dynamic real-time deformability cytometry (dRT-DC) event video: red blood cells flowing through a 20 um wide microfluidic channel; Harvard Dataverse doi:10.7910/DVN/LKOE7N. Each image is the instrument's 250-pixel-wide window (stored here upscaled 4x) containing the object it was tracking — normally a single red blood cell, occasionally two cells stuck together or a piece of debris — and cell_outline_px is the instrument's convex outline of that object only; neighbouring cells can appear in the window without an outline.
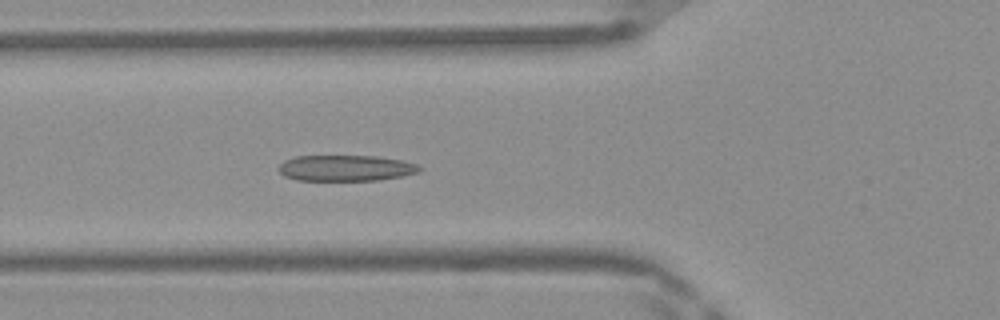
{"species": "Egyptian fruit bat (a non-hibernating species)", "species_latin": "Rousettus aegyptiacus", "temperature_condition": "warm", "stored_images_in_passage": 49, "camera_frame_rate_fps": 3000, "um_per_image_px": 0.085, "frame": {"image": 1, "passage_image": 18, "time_ms": 5.667, "image_size_px": [1000, 320], "cell_outline_px": [[424, 168], [420, 172], [380, 180], [296, 180], [284, 176], [276, 168], [284, 160], [296, 156], [376, 156], [400, 160], [416, 164]], "centroid_in_image_um": [29.37, 14.28], "position_along_channel_um": 96.4, "area_um2": 21.33}}
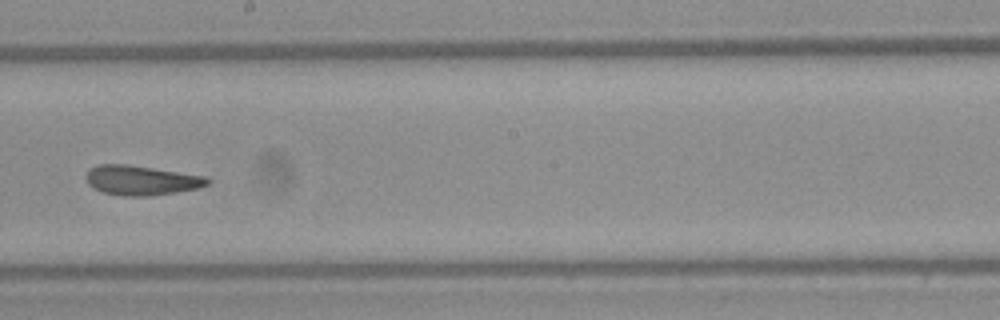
{"frame": {"image": 2, "passage_image": 28, "time_ms": 9.0, "image_size_px": [1000, 320], "cell_outline_px": [[212, 180], [208, 184], [200, 188], [152, 196], [124, 196], [104, 192], [92, 188], [88, 184], [84, 176], [88, 168], [100, 164], [128, 164], [208, 176]], "centroid_in_image_um": [12.02, 15.32], "position_along_channel_um": 236.2, "area_um2": 21.39}}
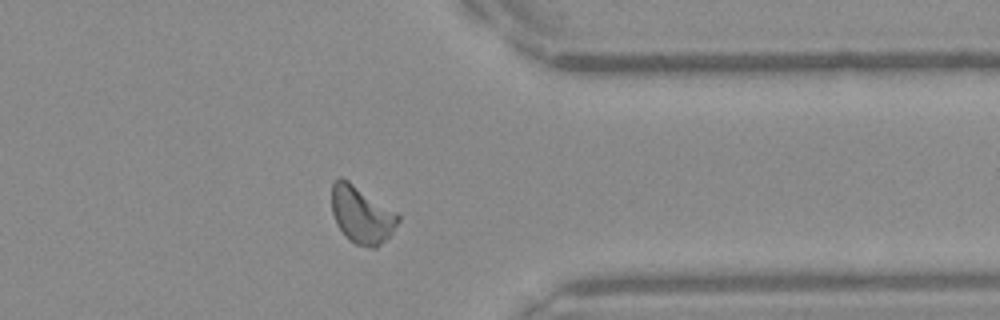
{"frame": {"image": 3, "passage_image": 39, "time_ms": 12.667, "image_size_px": [1000, 320], "cell_outline_px": [[400, 220], [392, 232], [376, 248], [372, 248], [356, 244], [348, 240], [336, 224], [332, 212], [332, 184], [340, 176], [348, 180], [396, 212], [400, 216]], "centroid_in_image_um": [30.72, 18.26], "position_along_channel_um": 380.7, "area_um2": 21.96}, "authors_computed_cell_mechanics": {"area_um2": 21.4438, "velocity_mm_per_s": 4.1739, "shape_relaxation_time_tau1_ms": 8.7278, "shape_relaxation_time_tau2_ms": 1.7847, "deformation_change_tau1": 0.1942, "deformation_change_tau2": 0.0779}}